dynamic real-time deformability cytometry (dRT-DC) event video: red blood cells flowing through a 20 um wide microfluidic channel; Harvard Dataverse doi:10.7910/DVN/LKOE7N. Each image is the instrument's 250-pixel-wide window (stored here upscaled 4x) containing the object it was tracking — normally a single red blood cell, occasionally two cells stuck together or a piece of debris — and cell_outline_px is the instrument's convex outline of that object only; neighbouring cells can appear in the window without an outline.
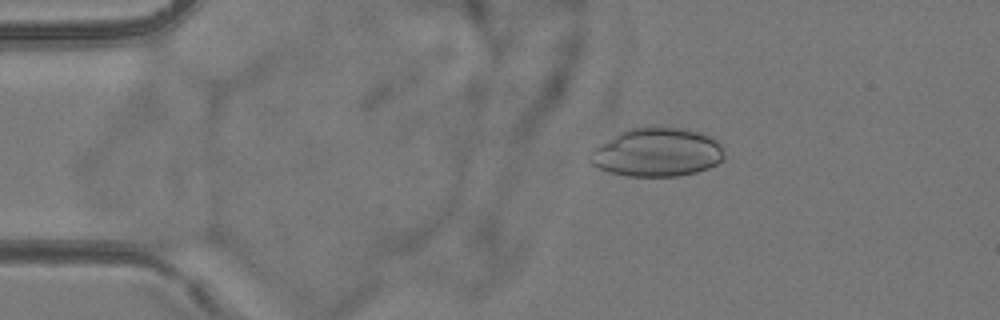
{"species": "common noctule bat (a hibernating species)", "species_latin": "Nyctalus noctula", "temperature_condition": "room temperature", "stored_images_in_passage": 6, "camera_frame_rate_fps": 3000, "um_per_image_px": 0.085, "animal": {"sex": "female", "body_mass_g": 24.6, "forearm_length_mm": 56.2}, "frame": {"image": 1, "passage_image": 3, "time_ms": 2.333, "image_size_px": [1000, 320], "cell_outline_px": [[724, 156], [716, 164], [708, 168], [696, 172], [676, 176], [628, 176], [608, 172], [592, 164], [588, 160], [588, 156], [592, 148], [620, 132], [628, 128], [652, 124], [660, 124], [684, 128], [700, 132], [716, 140], [720, 144], [724, 152]], "centroid_in_image_um": [55.81, 12.9], "position_along_channel_um": 29.2, "area_um2": 38.78}}